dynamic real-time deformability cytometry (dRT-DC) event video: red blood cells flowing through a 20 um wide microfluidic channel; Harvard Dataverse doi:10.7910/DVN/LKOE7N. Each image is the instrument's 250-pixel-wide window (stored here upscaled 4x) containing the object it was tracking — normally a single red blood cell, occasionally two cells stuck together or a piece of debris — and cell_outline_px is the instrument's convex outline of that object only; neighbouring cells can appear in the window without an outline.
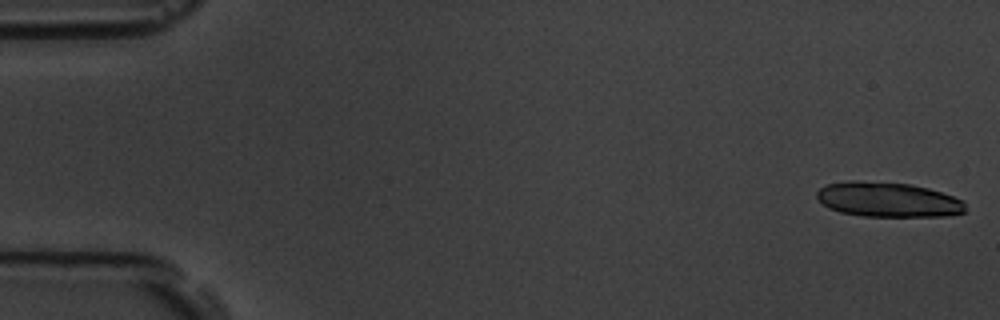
{"species": "common noctule bat (a hibernating species)", "species_latin": "Nyctalus noctula", "temperature_condition": "room temperature", "stored_images_in_passage": 6, "camera_frame_rate_fps": 3000, "um_per_image_px": 0.085, "animal": {"sex": "male", "body_mass_g": 19.5, "forearm_length_mm": 54.6}, "frame": {"image": 1, "passage_image": 1, "time_ms": 0.0, "image_size_px": [1000, 320], "cell_outline_px": [[964, 212], [944, 216], [864, 216], [840, 212], [828, 208], [816, 196], [816, 192], [820, 188], [828, 184], [848, 180], [856, 180], [912, 184], [928, 188], [964, 200]], "centroid_in_image_um": [75.45, 16.96], "position_along_channel_um": 9.5, "area_um2": 30.06}}